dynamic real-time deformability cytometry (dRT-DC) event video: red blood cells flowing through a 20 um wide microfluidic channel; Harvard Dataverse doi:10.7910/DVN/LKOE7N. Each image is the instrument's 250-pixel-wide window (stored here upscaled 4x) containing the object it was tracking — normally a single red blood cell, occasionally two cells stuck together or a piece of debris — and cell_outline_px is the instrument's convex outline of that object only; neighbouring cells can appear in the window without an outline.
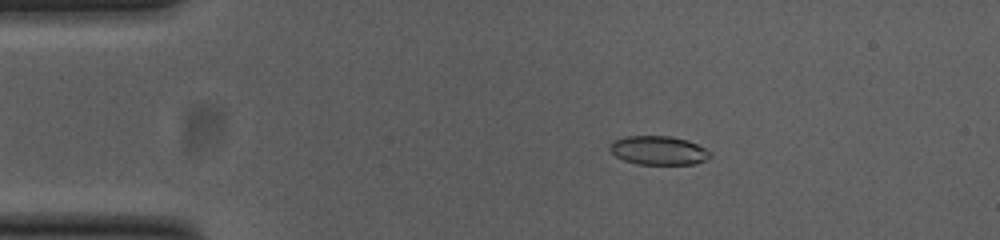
{"species": "common noctule bat (a hibernating species)", "species_latin": "Nyctalus noctula", "temperature_condition": "cold", "stored_images_in_passage": 45, "camera_frame_rate_fps": 3000, "um_per_image_px": 0.085, "animal": {"sex": "female", "body_mass_g": 23.0, "forearm_length_mm": 53.4}, "frame": {"image": 1, "passage_image": 1, "time_ms": 0.0, "image_size_px": [1000, 240], "cell_outline_px": [[712, 156], [696, 164], [636, 164], [624, 160], [616, 156], [608, 148], [616, 140], [624, 136], [668, 136], [688, 140], [712, 152]], "centroid_in_image_um": [55.99, 12.79], "position_along_channel_um": 29.0, "area_um2": 16.76}}
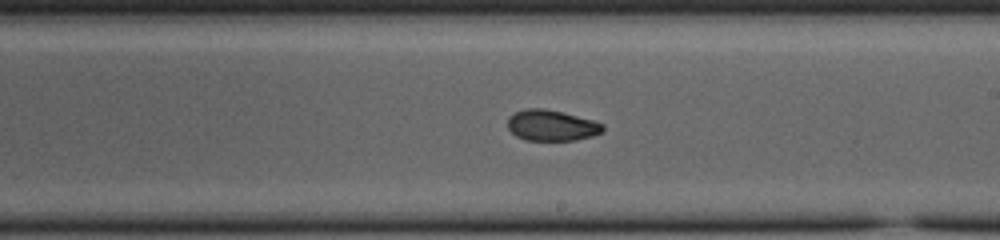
{"frame": {"image": 2, "passage_image": 22, "time_ms": 7.0, "image_size_px": [1000, 240], "cell_outline_px": [[604, 128], [600, 132], [592, 136], [576, 140], [524, 140], [516, 136], [508, 128], [508, 116], [524, 108], [544, 108], [592, 120], [604, 124]], "centroid_in_image_um": [46.85, 10.66], "position_along_channel_um": 242.2, "area_um2": 16.99}}
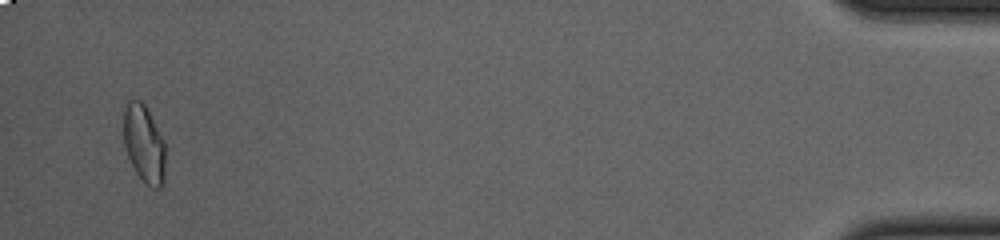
{"frame": {"image": 3, "passage_image": 43, "time_ms": 14.0, "image_size_px": [1000, 240], "cell_outline_px": [[164, 184], [160, 188], [152, 188], [136, 172], [128, 156], [124, 144], [124, 108], [128, 100], [140, 100], [144, 104], [164, 140]], "centroid_in_image_um": [12.24, 12.22], "position_along_channel_um": 423.0, "area_um2": 18.61}, "authors_computed_cell_mechanics": {"area_um2": 17.6868, "velocity_mm_per_s": 3.8108, "shape_relaxation_time_tau1_ms": null, "shape_relaxation_time_tau2_ms": 2.7684, "deformation_change_tau1": null, "deformation_change_tau2": 0.0635}}